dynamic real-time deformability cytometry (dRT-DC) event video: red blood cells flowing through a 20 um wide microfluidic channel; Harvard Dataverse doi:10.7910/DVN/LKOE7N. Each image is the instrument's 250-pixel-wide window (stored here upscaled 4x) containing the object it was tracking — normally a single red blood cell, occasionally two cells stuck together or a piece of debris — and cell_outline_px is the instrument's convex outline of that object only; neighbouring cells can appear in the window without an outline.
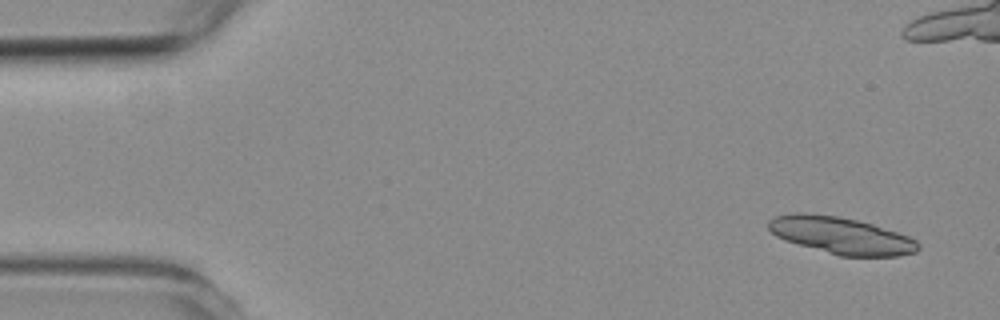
{"species": "common noctule bat (a hibernating species)", "species_latin": "Nyctalus noctula", "temperature_condition": "room temperature", "stored_images_in_passage": 9, "camera_frame_rate_fps": 3000, "um_per_image_px": 0.085, "animal": {"sex": "female", "body_mass_g": 19.3, "forearm_length_mm": 54.1}, "frame": {"image": 1, "passage_image": 1, "time_ms": 0.0, "image_size_px": [1000, 320], "cell_outline_px": [[920, 248], [916, 252], [900, 256], [840, 256], [784, 240], [776, 236], [768, 228], [768, 220], [776, 216], [792, 212], [804, 212], [836, 216], [856, 220], [872, 224], [908, 236], [916, 240], [920, 244]], "centroid_in_image_um": [71.48, 20.01], "position_along_channel_um": 13.5, "area_um2": 32.14}}